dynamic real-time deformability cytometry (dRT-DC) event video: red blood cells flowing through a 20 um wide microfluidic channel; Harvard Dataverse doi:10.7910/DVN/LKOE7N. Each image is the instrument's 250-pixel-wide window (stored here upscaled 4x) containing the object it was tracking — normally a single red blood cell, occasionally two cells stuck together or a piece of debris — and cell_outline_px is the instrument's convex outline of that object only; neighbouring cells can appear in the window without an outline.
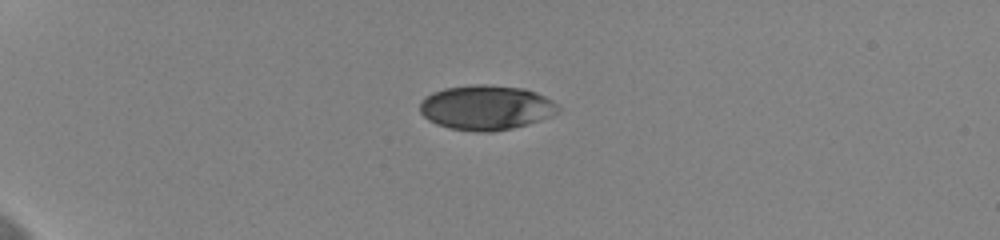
{"species": "human", "species_latin": "Homo sapiens", "temperature_condition": "cold", "stored_images_in_passage": 28, "camera_frame_rate_fps": 3000, "um_per_image_px": 0.085, "donor": {"sex": "female"}, "frame": {"image": 1, "passage_image": 9, "time_ms": 2.667, "image_size_px": [1000, 240], "cell_outline_px": [[560, 112], [552, 116], [528, 124], [512, 128], [492, 132], [476, 132], [448, 128], [436, 124], [428, 120], [420, 112], [420, 100], [424, 96], [432, 92], [444, 88], [472, 84], [488, 84], [524, 88], [536, 92], [552, 100], [560, 108]], "centroid_in_image_um": [41.31, 9.14], "position_along_channel_um": 43.7, "area_um2": 36.53}}